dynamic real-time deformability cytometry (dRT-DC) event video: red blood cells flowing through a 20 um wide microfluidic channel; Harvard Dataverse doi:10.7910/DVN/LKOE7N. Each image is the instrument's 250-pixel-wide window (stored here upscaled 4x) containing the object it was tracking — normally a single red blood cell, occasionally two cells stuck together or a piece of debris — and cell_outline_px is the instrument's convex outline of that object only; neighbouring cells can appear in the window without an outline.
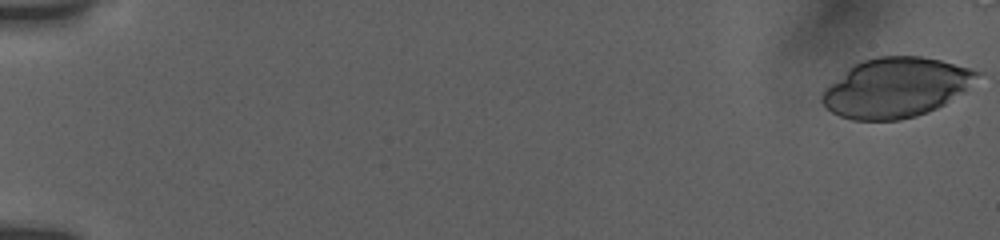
{"species": "human", "species_latin": "Homo sapiens", "temperature_condition": "room temperature", "stored_images_in_passage": 27, "camera_frame_rate_fps": 3000, "um_per_image_px": 0.085, "donor": {"sex": "female"}, "frame": {"image": 1, "passage_image": 1, "time_ms": 0.0, "image_size_px": [1000, 240], "cell_outline_px": [[980, 72], [964, 92], [944, 104], [928, 112], [916, 116], [900, 120], [852, 120], [840, 116], [832, 112], [820, 100], [820, 96], [824, 88], [848, 68], [864, 60], [880, 56], [920, 56], [940, 60], [968, 68]], "centroid_in_image_um": [76.11, 7.45], "position_along_channel_um": 8.9, "area_um2": 53.41}}
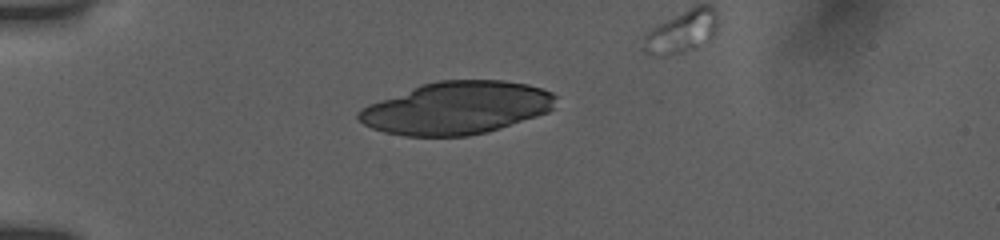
{"frame": {"image": 2, "passage_image": 18, "time_ms": 5.0, "image_size_px": [1000, 240], "cell_outline_px": [[556, 108], [548, 112], [488, 132], [468, 136], [404, 136], [384, 132], [372, 128], [364, 124], [356, 116], [360, 108], [368, 104], [424, 84], [440, 80], [504, 80], [528, 84], [552, 92], [556, 96]], "centroid_in_image_um": [38.84, 9.18], "position_along_channel_um": 46.2, "area_um2": 60.29}}